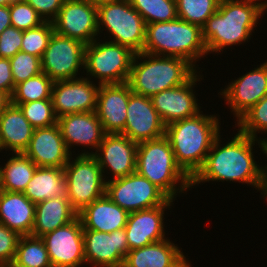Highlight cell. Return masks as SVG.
<instances>
[{
	"instance_id": "cell-18",
	"label": "cell",
	"mask_w": 267,
	"mask_h": 267,
	"mask_svg": "<svg viewBox=\"0 0 267 267\" xmlns=\"http://www.w3.org/2000/svg\"><path fill=\"white\" fill-rule=\"evenodd\" d=\"M197 72L177 87L163 90L151 97L153 106L165 126L192 117L200 112L193 87L202 79ZM200 77V78H199Z\"/></svg>"
},
{
	"instance_id": "cell-3",
	"label": "cell",
	"mask_w": 267,
	"mask_h": 267,
	"mask_svg": "<svg viewBox=\"0 0 267 267\" xmlns=\"http://www.w3.org/2000/svg\"><path fill=\"white\" fill-rule=\"evenodd\" d=\"M219 120L214 115L198 114L165 126L175 160L192 179L203 167L214 140L220 135Z\"/></svg>"
},
{
	"instance_id": "cell-33",
	"label": "cell",
	"mask_w": 267,
	"mask_h": 267,
	"mask_svg": "<svg viewBox=\"0 0 267 267\" xmlns=\"http://www.w3.org/2000/svg\"><path fill=\"white\" fill-rule=\"evenodd\" d=\"M131 6L140 13L145 24L176 20V0H129Z\"/></svg>"
},
{
	"instance_id": "cell-14",
	"label": "cell",
	"mask_w": 267,
	"mask_h": 267,
	"mask_svg": "<svg viewBox=\"0 0 267 267\" xmlns=\"http://www.w3.org/2000/svg\"><path fill=\"white\" fill-rule=\"evenodd\" d=\"M87 77L54 81L51 100L56 117L73 113L93 112L99 91Z\"/></svg>"
},
{
	"instance_id": "cell-23",
	"label": "cell",
	"mask_w": 267,
	"mask_h": 267,
	"mask_svg": "<svg viewBox=\"0 0 267 267\" xmlns=\"http://www.w3.org/2000/svg\"><path fill=\"white\" fill-rule=\"evenodd\" d=\"M57 124L68 150L75 144L97 150L106 134L95 111L61 116Z\"/></svg>"
},
{
	"instance_id": "cell-41",
	"label": "cell",
	"mask_w": 267,
	"mask_h": 267,
	"mask_svg": "<svg viewBox=\"0 0 267 267\" xmlns=\"http://www.w3.org/2000/svg\"><path fill=\"white\" fill-rule=\"evenodd\" d=\"M23 31L14 26L0 34V58L10 59L21 50Z\"/></svg>"
},
{
	"instance_id": "cell-27",
	"label": "cell",
	"mask_w": 267,
	"mask_h": 267,
	"mask_svg": "<svg viewBox=\"0 0 267 267\" xmlns=\"http://www.w3.org/2000/svg\"><path fill=\"white\" fill-rule=\"evenodd\" d=\"M35 128L24 117L18 106L10 104L0 115V150L24 153Z\"/></svg>"
},
{
	"instance_id": "cell-6",
	"label": "cell",
	"mask_w": 267,
	"mask_h": 267,
	"mask_svg": "<svg viewBox=\"0 0 267 267\" xmlns=\"http://www.w3.org/2000/svg\"><path fill=\"white\" fill-rule=\"evenodd\" d=\"M136 172L155 184L172 200H175L178 193L192 187L191 178L177 164L165 136L138 143ZM179 182L180 186L176 187Z\"/></svg>"
},
{
	"instance_id": "cell-25",
	"label": "cell",
	"mask_w": 267,
	"mask_h": 267,
	"mask_svg": "<svg viewBox=\"0 0 267 267\" xmlns=\"http://www.w3.org/2000/svg\"><path fill=\"white\" fill-rule=\"evenodd\" d=\"M128 216L129 213L106 194L78 212L84 230L108 233L125 228Z\"/></svg>"
},
{
	"instance_id": "cell-26",
	"label": "cell",
	"mask_w": 267,
	"mask_h": 267,
	"mask_svg": "<svg viewBox=\"0 0 267 267\" xmlns=\"http://www.w3.org/2000/svg\"><path fill=\"white\" fill-rule=\"evenodd\" d=\"M35 207L36 204L30 201L23 192L0 190V223L21 236L32 233Z\"/></svg>"
},
{
	"instance_id": "cell-38",
	"label": "cell",
	"mask_w": 267,
	"mask_h": 267,
	"mask_svg": "<svg viewBox=\"0 0 267 267\" xmlns=\"http://www.w3.org/2000/svg\"><path fill=\"white\" fill-rule=\"evenodd\" d=\"M14 85L42 73L41 58L18 51L10 59Z\"/></svg>"
},
{
	"instance_id": "cell-46",
	"label": "cell",
	"mask_w": 267,
	"mask_h": 267,
	"mask_svg": "<svg viewBox=\"0 0 267 267\" xmlns=\"http://www.w3.org/2000/svg\"><path fill=\"white\" fill-rule=\"evenodd\" d=\"M11 104V96L0 90V115L5 111V109Z\"/></svg>"
},
{
	"instance_id": "cell-24",
	"label": "cell",
	"mask_w": 267,
	"mask_h": 267,
	"mask_svg": "<svg viewBox=\"0 0 267 267\" xmlns=\"http://www.w3.org/2000/svg\"><path fill=\"white\" fill-rule=\"evenodd\" d=\"M123 267H191L184 253L170 240L129 250Z\"/></svg>"
},
{
	"instance_id": "cell-19",
	"label": "cell",
	"mask_w": 267,
	"mask_h": 267,
	"mask_svg": "<svg viewBox=\"0 0 267 267\" xmlns=\"http://www.w3.org/2000/svg\"><path fill=\"white\" fill-rule=\"evenodd\" d=\"M220 94L238 120L267 95V61L232 81Z\"/></svg>"
},
{
	"instance_id": "cell-12",
	"label": "cell",
	"mask_w": 267,
	"mask_h": 267,
	"mask_svg": "<svg viewBox=\"0 0 267 267\" xmlns=\"http://www.w3.org/2000/svg\"><path fill=\"white\" fill-rule=\"evenodd\" d=\"M52 23L57 34L88 45L99 34L97 5L87 0H65Z\"/></svg>"
},
{
	"instance_id": "cell-16",
	"label": "cell",
	"mask_w": 267,
	"mask_h": 267,
	"mask_svg": "<svg viewBox=\"0 0 267 267\" xmlns=\"http://www.w3.org/2000/svg\"><path fill=\"white\" fill-rule=\"evenodd\" d=\"M136 142L131 141L126 135L120 133L105 134L103 141L94 152L80 153V155H93L102 169L112 172L111 179L124 177L136 171L137 159ZM100 152V153H97Z\"/></svg>"
},
{
	"instance_id": "cell-43",
	"label": "cell",
	"mask_w": 267,
	"mask_h": 267,
	"mask_svg": "<svg viewBox=\"0 0 267 267\" xmlns=\"http://www.w3.org/2000/svg\"><path fill=\"white\" fill-rule=\"evenodd\" d=\"M15 85L9 59L0 58V90L12 96Z\"/></svg>"
},
{
	"instance_id": "cell-15",
	"label": "cell",
	"mask_w": 267,
	"mask_h": 267,
	"mask_svg": "<svg viewBox=\"0 0 267 267\" xmlns=\"http://www.w3.org/2000/svg\"><path fill=\"white\" fill-rule=\"evenodd\" d=\"M85 262L92 267H123L129 252L124 228L111 233L83 230Z\"/></svg>"
},
{
	"instance_id": "cell-42",
	"label": "cell",
	"mask_w": 267,
	"mask_h": 267,
	"mask_svg": "<svg viewBox=\"0 0 267 267\" xmlns=\"http://www.w3.org/2000/svg\"><path fill=\"white\" fill-rule=\"evenodd\" d=\"M44 21L52 22L60 11L65 0H25Z\"/></svg>"
},
{
	"instance_id": "cell-30",
	"label": "cell",
	"mask_w": 267,
	"mask_h": 267,
	"mask_svg": "<svg viewBox=\"0 0 267 267\" xmlns=\"http://www.w3.org/2000/svg\"><path fill=\"white\" fill-rule=\"evenodd\" d=\"M36 168V164L25 153H15L4 167H0V190L24 192Z\"/></svg>"
},
{
	"instance_id": "cell-8",
	"label": "cell",
	"mask_w": 267,
	"mask_h": 267,
	"mask_svg": "<svg viewBox=\"0 0 267 267\" xmlns=\"http://www.w3.org/2000/svg\"><path fill=\"white\" fill-rule=\"evenodd\" d=\"M97 41L85 47L84 69L99 79V85L127 82L136 53L117 43Z\"/></svg>"
},
{
	"instance_id": "cell-10",
	"label": "cell",
	"mask_w": 267,
	"mask_h": 267,
	"mask_svg": "<svg viewBox=\"0 0 267 267\" xmlns=\"http://www.w3.org/2000/svg\"><path fill=\"white\" fill-rule=\"evenodd\" d=\"M105 194L128 213L164 205L170 198L138 172L106 181Z\"/></svg>"
},
{
	"instance_id": "cell-45",
	"label": "cell",
	"mask_w": 267,
	"mask_h": 267,
	"mask_svg": "<svg viewBox=\"0 0 267 267\" xmlns=\"http://www.w3.org/2000/svg\"><path fill=\"white\" fill-rule=\"evenodd\" d=\"M258 145L262 150V153L266 154L267 157V138L260 139V141H258ZM261 185H267V166H261Z\"/></svg>"
},
{
	"instance_id": "cell-1",
	"label": "cell",
	"mask_w": 267,
	"mask_h": 267,
	"mask_svg": "<svg viewBox=\"0 0 267 267\" xmlns=\"http://www.w3.org/2000/svg\"><path fill=\"white\" fill-rule=\"evenodd\" d=\"M220 135L214 140L203 167L191 179L196 185L209 181H237L261 190V167L254 161L252 137L238 133L220 147Z\"/></svg>"
},
{
	"instance_id": "cell-50",
	"label": "cell",
	"mask_w": 267,
	"mask_h": 267,
	"mask_svg": "<svg viewBox=\"0 0 267 267\" xmlns=\"http://www.w3.org/2000/svg\"><path fill=\"white\" fill-rule=\"evenodd\" d=\"M6 267H18V266H16L14 263H11L10 265H8Z\"/></svg>"
},
{
	"instance_id": "cell-20",
	"label": "cell",
	"mask_w": 267,
	"mask_h": 267,
	"mask_svg": "<svg viewBox=\"0 0 267 267\" xmlns=\"http://www.w3.org/2000/svg\"><path fill=\"white\" fill-rule=\"evenodd\" d=\"M132 93L127 82L99 86L95 112L106 134H121L124 131Z\"/></svg>"
},
{
	"instance_id": "cell-21",
	"label": "cell",
	"mask_w": 267,
	"mask_h": 267,
	"mask_svg": "<svg viewBox=\"0 0 267 267\" xmlns=\"http://www.w3.org/2000/svg\"><path fill=\"white\" fill-rule=\"evenodd\" d=\"M24 153L37 167L64 168L72 152L67 149L58 124L36 128Z\"/></svg>"
},
{
	"instance_id": "cell-32",
	"label": "cell",
	"mask_w": 267,
	"mask_h": 267,
	"mask_svg": "<svg viewBox=\"0 0 267 267\" xmlns=\"http://www.w3.org/2000/svg\"><path fill=\"white\" fill-rule=\"evenodd\" d=\"M13 263L18 267H52L43 240L31 235L20 237Z\"/></svg>"
},
{
	"instance_id": "cell-36",
	"label": "cell",
	"mask_w": 267,
	"mask_h": 267,
	"mask_svg": "<svg viewBox=\"0 0 267 267\" xmlns=\"http://www.w3.org/2000/svg\"><path fill=\"white\" fill-rule=\"evenodd\" d=\"M54 32L53 23L48 21L23 31L20 51L42 58Z\"/></svg>"
},
{
	"instance_id": "cell-48",
	"label": "cell",
	"mask_w": 267,
	"mask_h": 267,
	"mask_svg": "<svg viewBox=\"0 0 267 267\" xmlns=\"http://www.w3.org/2000/svg\"><path fill=\"white\" fill-rule=\"evenodd\" d=\"M95 5H98V4H101V3H104V2H108V1H112V0H87Z\"/></svg>"
},
{
	"instance_id": "cell-5",
	"label": "cell",
	"mask_w": 267,
	"mask_h": 267,
	"mask_svg": "<svg viewBox=\"0 0 267 267\" xmlns=\"http://www.w3.org/2000/svg\"><path fill=\"white\" fill-rule=\"evenodd\" d=\"M157 56L180 57L194 63L207 54L202 27L177 18L146 24L143 51Z\"/></svg>"
},
{
	"instance_id": "cell-29",
	"label": "cell",
	"mask_w": 267,
	"mask_h": 267,
	"mask_svg": "<svg viewBox=\"0 0 267 267\" xmlns=\"http://www.w3.org/2000/svg\"><path fill=\"white\" fill-rule=\"evenodd\" d=\"M23 194L33 203L67 196L64 168L37 167Z\"/></svg>"
},
{
	"instance_id": "cell-44",
	"label": "cell",
	"mask_w": 267,
	"mask_h": 267,
	"mask_svg": "<svg viewBox=\"0 0 267 267\" xmlns=\"http://www.w3.org/2000/svg\"><path fill=\"white\" fill-rule=\"evenodd\" d=\"M12 26L10 20V5L0 6V34L7 28Z\"/></svg>"
},
{
	"instance_id": "cell-49",
	"label": "cell",
	"mask_w": 267,
	"mask_h": 267,
	"mask_svg": "<svg viewBox=\"0 0 267 267\" xmlns=\"http://www.w3.org/2000/svg\"><path fill=\"white\" fill-rule=\"evenodd\" d=\"M261 191L262 197H265L266 195L267 198V185H261Z\"/></svg>"
},
{
	"instance_id": "cell-17",
	"label": "cell",
	"mask_w": 267,
	"mask_h": 267,
	"mask_svg": "<svg viewBox=\"0 0 267 267\" xmlns=\"http://www.w3.org/2000/svg\"><path fill=\"white\" fill-rule=\"evenodd\" d=\"M121 134L137 144L165 136V125L155 110L151 97L134 93L130 95L125 128Z\"/></svg>"
},
{
	"instance_id": "cell-40",
	"label": "cell",
	"mask_w": 267,
	"mask_h": 267,
	"mask_svg": "<svg viewBox=\"0 0 267 267\" xmlns=\"http://www.w3.org/2000/svg\"><path fill=\"white\" fill-rule=\"evenodd\" d=\"M21 235L0 223V267L13 263Z\"/></svg>"
},
{
	"instance_id": "cell-31",
	"label": "cell",
	"mask_w": 267,
	"mask_h": 267,
	"mask_svg": "<svg viewBox=\"0 0 267 267\" xmlns=\"http://www.w3.org/2000/svg\"><path fill=\"white\" fill-rule=\"evenodd\" d=\"M54 81L44 72L15 85L11 96V104L51 99Z\"/></svg>"
},
{
	"instance_id": "cell-47",
	"label": "cell",
	"mask_w": 267,
	"mask_h": 267,
	"mask_svg": "<svg viewBox=\"0 0 267 267\" xmlns=\"http://www.w3.org/2000/svg\"><path fill=\"white\" fill-rule=\"evenodd\" d=\"M13 1L17 0H0V6H9Z\"/></svg>"
},
{
	"instance_id": "cell-9",
	"label": "cell",
	"mask_w": 267,
	"mask_h": 267,
	"mask_svg": "<svg viewBox=\"0 0 267 267\" xmlns=\"http://www.w3.org/2000/svg\"><path fill=\"white\" fill-rule=\"evenodd\" d=\"M64 167L67 197L71 206L80 212L85 206L105 195L106 177L93 155H80Z\"/></svg>"
},
{
	"instance_id": "cell-34",
	"label": "cell",
	"mask_w": 267,
	"mask_h": 267,
	"mask_svg": "<svg viewBox=\"0 0 267 267\" xmlns=\"http://www.w3.org/2000/svg\"><path fill=\"white\" fill-rule=\"evenodd\" d=\"M219 3L220 0H176L177 16L202 27L218 10Z\"/></svg>"
},
{
	"instance_id": "cell-35",
	"label": "cell",
	"mask_w": 267,
	"mask_h": 267,
	"mask_svg": "<svg viewBox=\"0 0 267 267\" xmlns=\"http://www.w3.org/2000/svg\"><path fill=\"white\" fill-rule=\"evenodd\" d=\"M239 132L257 139V132H267V95L246 111L238 120Z\"/></svg>"
},
{
	"instance_id": "cell-22",
	"label": "cell",
	"mask_w": 267,
	"mask_h": 267,
	"mask_svg": "<svg viewBox=\"0 0 267 267\" xmlns=\"http://www.w3.org/2000/svg\"><path fill=\"white\" fill-rule=\"evenodd\" d=\"M173 200L164 205L129 213L124 228L129 250L147 246L153 242L167 239L164 231V211L170 208Z\"/></svg>"
},
{
	"instance_id": "cell-13",
	"label": "cell",
	"mask_w": 267,
	"mask_h": 267,
	"mask_svg": "<svg viewBox=\"0 0 267 267\" xmlns=\"http://www.w3.org/2000/svg\"><path fill=\"white\" fill-rule=\"evenodd\" d=\"M83 226L73 221L40 237L48 251L52 267H80L85 264Z\"/></svg>"
},
{
	"instance_id": "cell-37",
	"label": "cell",
	"mask_w": 267,
	"mask_h": 267,
	"mask_svg": "<svg viewBox=\"0 0 267 267\" xmlns=\"http://www.w3.org/2000/svg\"><path fill=\"white\" fill-rule=\"evenodd\" d=\"M18 107L35 129L57 124L58 118L54 112L51 99L22 103Z\"/></svg>"
},
{
	"instance_id": "cell-2",
	"label": "cell",
	"mask_w": 267,
	"mask_h": 267,
	"mask_svg": "<svg viewBox=\"0 0 267 267\" xmlns=\"http://www.w3.org/2000/svg\"><path fill=\"white\" fill-rule=\"evenodd\" d=\"M266 9L267 1L220 0L218 10L202 26L208 54L248 41Z\"/></svg>"
},
{
	"instance_id": "cell-4",
	"label": "cell",
	"mask_w": 267,
	"mask_h": 267,
	"mask_svg": "<svg viewBox=\"0 0 267 267\" xmlns=\"http://www.w3.org/2000/svg\"><path fill=\"white\" fill-rule=\"evenodd\" d=\"M196 72V67L180 57L141 52L134 56L127 83L134 94L152 97L186 83Z\"/></svg>"
},
{
	"instance_id": "cell-28",
	"label": "cell",
	"mask_w": 267,
	"mask_h": 267,
	"mask_svg": "<svg viewBox=\"0 0 267 267\" xmlns=\"http://www.w3.org/2000/svg\"><path fill=\"white\" fill-rule=\"evenodd\" d=\"M77 216L78 212L71 206L67 196H56L36 203L31 236L42 237L73 221Z\"/></svg>"
},
{
	"instance_id": "cell-11",
	"label": "cell",
	"mask_w": 267,
	"mask_h": 267,
	"mask_svg": "<svg viewBox=\"0 0 267 267\" xmlns=\"http://www.w3.org/2000/svg\"><path fill=\"white\" fill-rule=\"evenodd\" d=\"M86 44L53 33L41 58L42 72L53 81L75 79L79 67L84 68Z\"/></svg>"
},
{
	"instance_id": "cell-7",
	"label": "cell",
	"mask_w": 267,
	"mask_h": 267,
	"mask_svg": "<svg viewBox=\"0 0 267 267\" xmlns=\"http://www.w3.org/2000/svg\"><path fill=\"white\" fill-rule=\"evenodd\" d=\"M98 33L101 26L113 36L110 42L141 53L145 43L146 24L129 0H112L97 5ZM101 25V26H100Z\"/></svg>"
},
{
	"instance_id": "cell-39",
	"label": "cell",
	"mask_w": 267,
	"mask_h": 267,
	"mask_svg": "<svg viewBox=\"0 0 267 267\" xmlns=\"http://www.w3.org/2000/svg\"><path fill=\"white\" fill-rule=\"evenodd\" d=\"M10 20L12 26L22 31L35 28L45 22L25 0L13 1L10 4Z\"/></svg>"
}]
</instances>
